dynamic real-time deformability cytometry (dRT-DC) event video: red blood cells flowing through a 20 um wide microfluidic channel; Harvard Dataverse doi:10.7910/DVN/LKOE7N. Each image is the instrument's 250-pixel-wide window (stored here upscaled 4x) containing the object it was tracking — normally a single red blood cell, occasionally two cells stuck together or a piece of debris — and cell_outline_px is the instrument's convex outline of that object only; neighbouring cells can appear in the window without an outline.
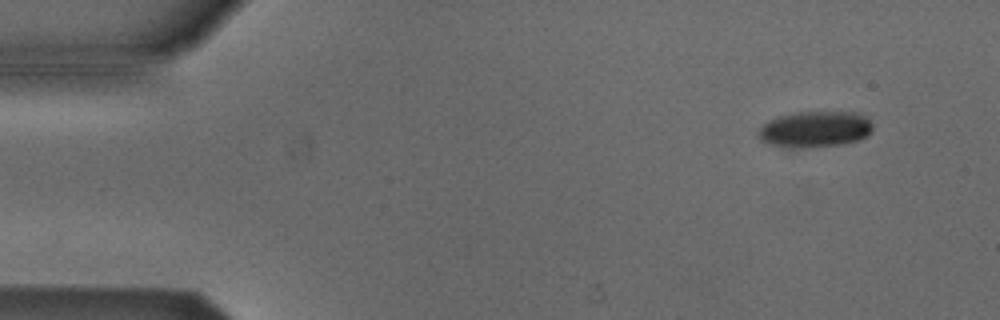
{"species": "Egyptian fruit bat (a non-hibernating species)", "species_latin": "Rousettus aegyptiacus", "temperature_condition": "cold", "stored_images_in_passage": 5, "segment_of_instrument_passage": [1, 2], "camera_frame_rate_fps": 3000, "um_per_image_px": 0.085, "animal": {"sex": "male"}, "frame": {"image": 1, "passage_image": 1, "time_ms": 0.0, "image_size_px": [1000, 320], "cell_outline_px": [[872, 132], [868, 136], [860, 140], [840, 144], [800, 148], [788, 148], [772, 144], [764, 140], [760, 136], [760, 128], [768, 120], [776, 116], [796, 112], [856, 112], [864, 116], [872, 124]], "centroid_in_image_um": [69.31, 10.98], "position_along_channel_um": 15.7, "area_um2": 23.93}}